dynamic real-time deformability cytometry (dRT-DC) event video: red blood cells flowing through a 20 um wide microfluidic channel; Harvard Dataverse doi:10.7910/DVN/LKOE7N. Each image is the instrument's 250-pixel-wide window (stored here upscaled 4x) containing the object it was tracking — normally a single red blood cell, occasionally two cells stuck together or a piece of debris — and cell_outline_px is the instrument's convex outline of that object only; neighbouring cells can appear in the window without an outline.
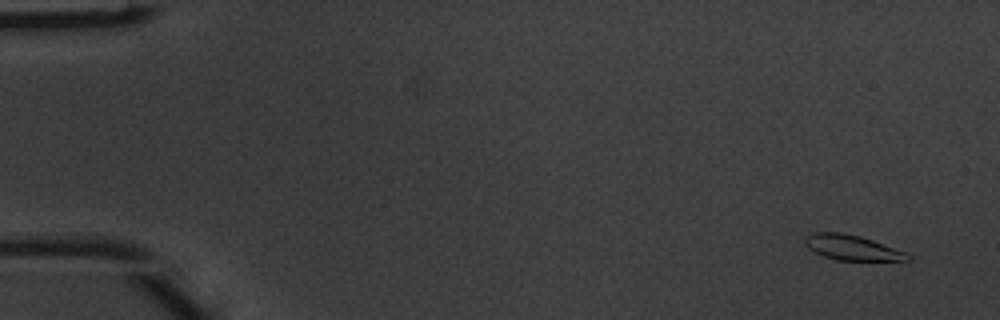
{"species": "common noctule bat (a hibernating species)", "species_latin": "Nyctalus noctula", "temperature_condition": "warm", "stored_images_in_passage": 3, "camera_frame_rate_fps": 3000, "um_per_image_px": 0.085, "animal": {"sex": "male", "body_mass_g": 20.1, "forearm_length_mm": 53.5}, "frame": {"image": 1, "passage_image": 1, "time_ms": 0.0, "image_size_px": [1000, 320], "cell_outline_px": [[912, 260], [836, 260], [824, 256], [808, 248], [804, 244], [804, 236], [812, 232], [840, 232], [860, 236], [872, 240], [904, 252], [912, 256]], "centroid_in_image_um": [72.37, 21.03], "position_along_channel_um": 12.6, "area_um2": 14.91}}